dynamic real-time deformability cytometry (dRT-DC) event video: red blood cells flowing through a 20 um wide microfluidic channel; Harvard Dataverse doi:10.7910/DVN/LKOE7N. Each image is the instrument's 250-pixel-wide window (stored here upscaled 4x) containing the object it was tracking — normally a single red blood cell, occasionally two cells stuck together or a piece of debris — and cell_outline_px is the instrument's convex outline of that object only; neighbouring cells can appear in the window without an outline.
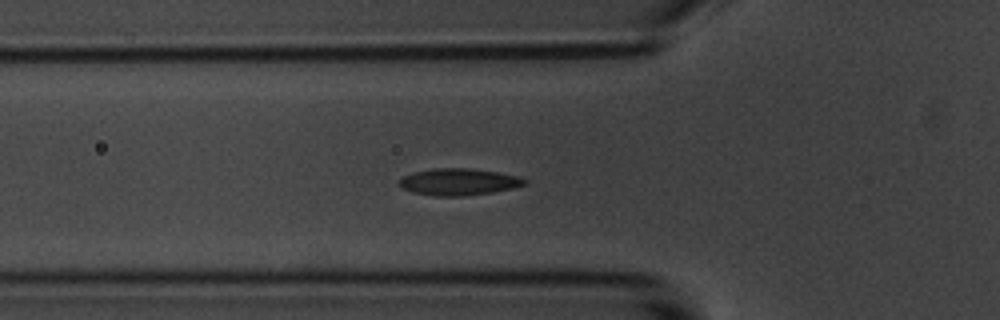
{"species": "common noctule bat (a hibernating species)", "species_latin": "Nyctalus noctula", "temperature_condition": "room temperature", "stored_images_in_passage": 45, "camera_frame_rate_fps": 3000, "um_per_image_px": 0.085, "animal": {"sex": "male", "body_mass_g": 20.1, "forearm_length_mm": 53.5}, "frame": {"image": 1, "passage_image": 11, "time_ms": 3.333, "image_size_px": [1000, 320], "cell_outline_px": [[528, 184], [512, 188], [492, 192], [464, 196], [432, 196], [412, 192], [400, 188], [396, 184], [404, 176], [412, 172], [432, 168], [472, 168], [520, 176], [528, 180]], "centroid_in_image_um": [38.97, 15.46], "position_along_channel_um": 86.8, "area_um2": 19.88}}
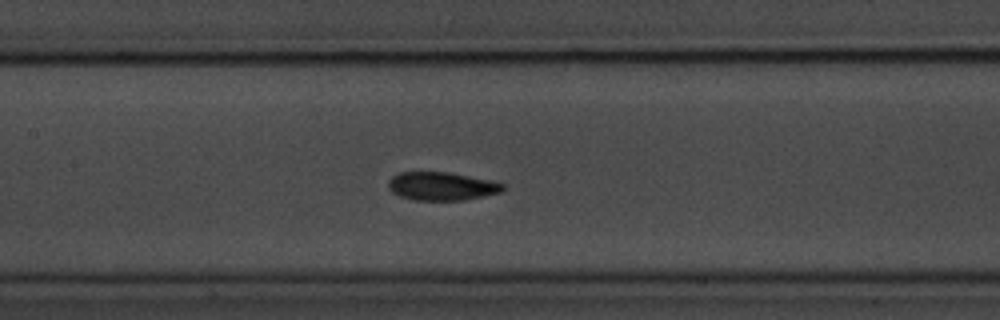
{"frame": {"image": 2, "passage_image": 18, "time_ms": 5.667, "image_size_px": [1000, 320], "cell_outline_px": [[504, 188], [500, 192], [484, 196], [464, 200], [412, 200], [400, 196], [392, 192], [388, 188], [388, 180], [392, 176], [400, 172], [448, 172], [488, 180], [504, 184]], "centroid_in_image_um": [37.49, 15.83], "position_along_channel_um": 169.9, "area_um2": 18.79}}
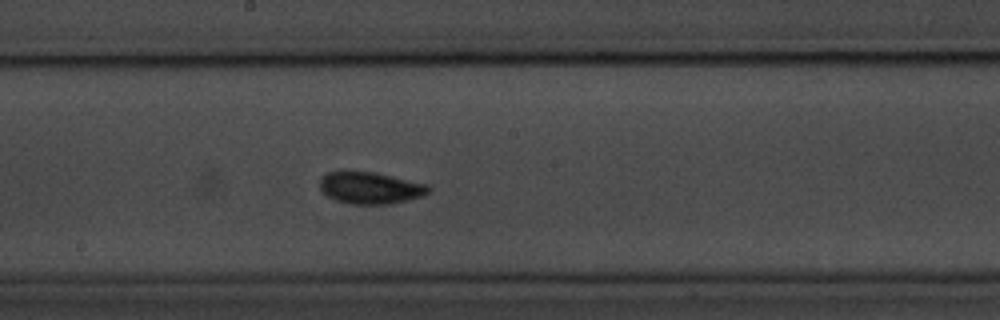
{"frame": {"image": 3, "passage_image": 22, "time_ms": 7.0, "image_size_px": [1000, 320], "cell_outline_px": [[432, 188], [424, 196], [392, 204], [348, 204], [336, 200], [328, 196], [320, 188], [320, 180], [328, 172], [372, 172], [428, 184]], "centroid_in_image_um": [31.52, 15.99], "position_along_channel_um": 216.7, "area_um2": 20.0}, "authors_computed_cell_mechanics": {"area_um2": 18.4382, "velocity_mm_per_s": 3.5403, "shape_relaxation_time_tau1_ms": null, "shape_relaxation_time_tau2_ms": 6.7905, "deformation_change_tau1": null, "deformation_change_tau2": 0.116}}